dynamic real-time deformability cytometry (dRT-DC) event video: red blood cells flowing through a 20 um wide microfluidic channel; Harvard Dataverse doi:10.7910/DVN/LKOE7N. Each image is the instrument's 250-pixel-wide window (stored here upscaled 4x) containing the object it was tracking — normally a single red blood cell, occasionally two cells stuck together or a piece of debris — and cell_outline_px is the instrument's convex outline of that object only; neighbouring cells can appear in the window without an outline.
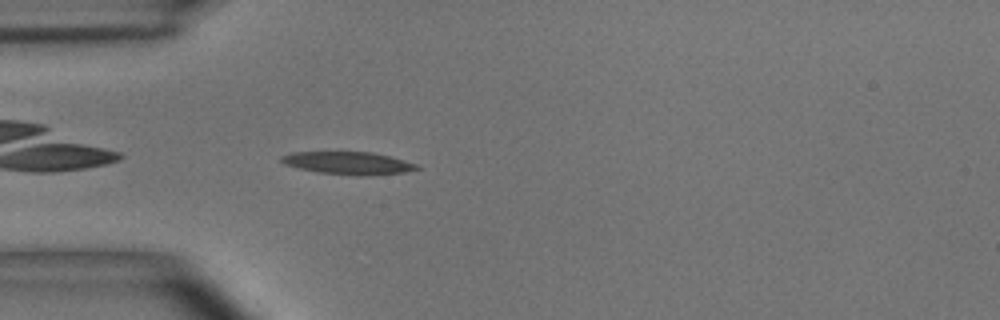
{"species": "common noctule bat (a hibernating species)", "species_latin": "Nyctalus noctula", "temperature_condition": "room temperature", "stored_images_in_passage": 42, "camera_frame_rate_fps": 3000, "um_per_image_px": 0.085, "animal": {"sex": "male", "body_mass_g": 15.6}, "frame": {"image": 1, "passage_image": 3, "time_ms": 0.667, "image_size_px": [1000, 320], "cell_outline_px": [[420, 168], [404, 172], [368, 176], [356, 176], [316, 172], [284, 164], [280, 160], [280, 156], [292, 152], [372, 152], [388, 156], [416, 164]], "centroid_in_image_um": [29.56, 13.87], "position_along_channel_um": 55.4, "area_um2": 17.8}}
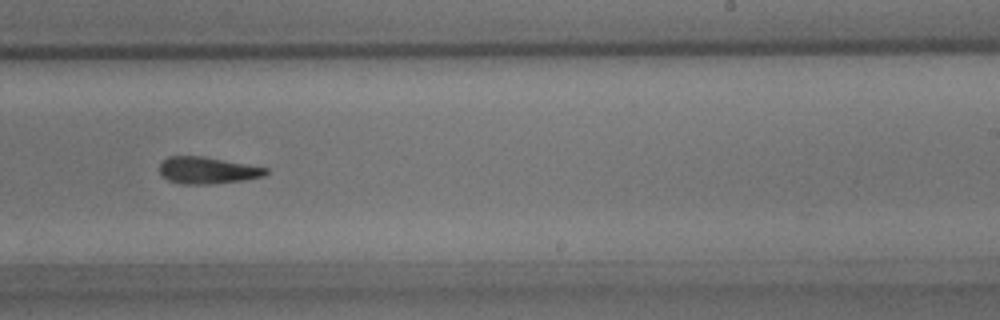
{"frame": {"image": 2, "passage_image": 21, "time_ms": 6.667, "image_size_px": [1000, 320], "cell_outline_px": [[268, 172], [264, 176], [244, 180], [212, 184], [180, 184], [168, 180], [160, 172], [160, 164], [168, 156], [200, 156], [268, 168]], "centroid_in_image_um": [17.62, 14.49], "position_along_channel_um": 271.4, "area_um2": 16.42}}
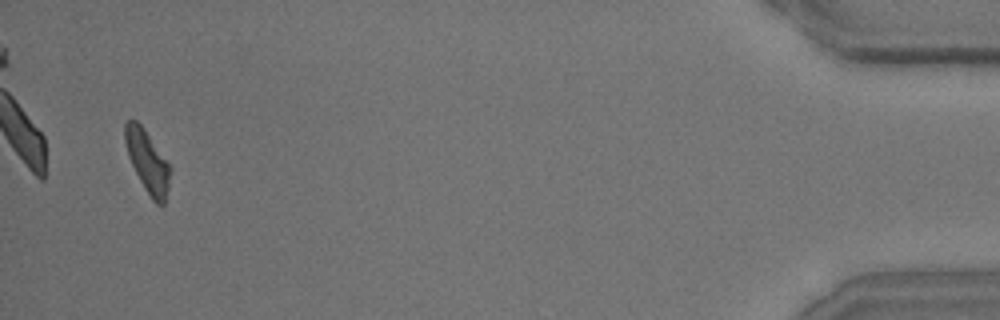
{"frame": {"image": 3, "passage_image": 40, "time_ms": 13.0, "image_size_px": [1000, 320], "cell_outline_px": [[172, 172], [164, 204], [156, 204], [152, 200], [140, 180], [128, 156], [124, 140], [124, 124], [128, 120], [136, 120], [144, 128], [172, 168]], "centroid_in_image_um": [12.54, 13.71], "position_along_channel_um": 422.7, "area_um2": 16.24}, "authors_computed_cell_mechanics": {"area_um2": 17.0221, "velocity_mm_per_s": 3.67, "shape_relaxation_time_tau1_ms": 9.4149, "shape_relaxation_time_tau2_ms": 6.4224, "deformation_change_tau1": 0.2428, "deformation_change_tau2": 0.1931}}